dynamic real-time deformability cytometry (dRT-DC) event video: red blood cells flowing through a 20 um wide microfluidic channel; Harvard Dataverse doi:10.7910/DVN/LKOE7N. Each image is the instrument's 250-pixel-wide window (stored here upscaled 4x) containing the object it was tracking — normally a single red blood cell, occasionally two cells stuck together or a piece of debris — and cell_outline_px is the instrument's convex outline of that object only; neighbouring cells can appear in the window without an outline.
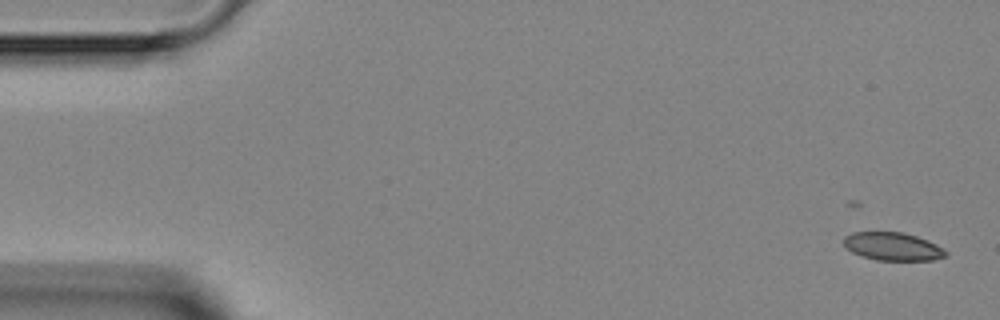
{"species": "Egyptian fruit bat (a non-hibernating species)", "species_latin": "Rousettus aegyptiacus", "temperature_condition": "room temperature", "stored_images_in_passage": 5, "camera_frame_rate_fps": 3000, "um_per_image_px": 0.085, "animal": {"sex": "female"}, "frame": {"image": 1, "passage_image": 1, "time_ms": 0.0, "image_size_px": [1000, 320], "cell_outline_px": [[948, 256], [932, 260], [876, 260], [852, 252], [844, 244], [844, 236], [852, 232], [904, 232], [928, 240], [944, 248], [948, 252]], "centroid_in_image_um": [75.93, 20.94], "position_along_channel_um": 9.1, "area_um2": 16.7}}